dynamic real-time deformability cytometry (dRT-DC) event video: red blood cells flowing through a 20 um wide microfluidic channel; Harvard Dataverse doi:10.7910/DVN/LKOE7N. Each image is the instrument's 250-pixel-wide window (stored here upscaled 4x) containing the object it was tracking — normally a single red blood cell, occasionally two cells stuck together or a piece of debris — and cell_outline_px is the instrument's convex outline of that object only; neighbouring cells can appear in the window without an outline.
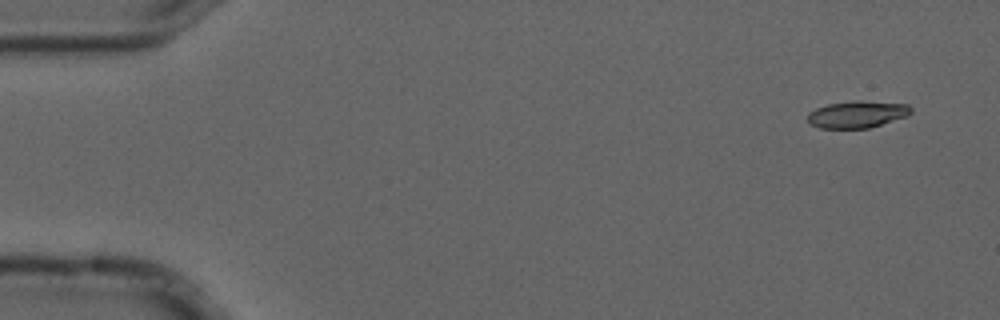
{"species": "common noctule bat (a hibernating species)", "species_latin": "Nyctalus noctula", "temperature_condition": "cold", "stored_images_in_passage": 5, "camera_frame_rate_fps": 3000, "um_per_image_px": 0.085, "animal": {"sex": "male", "forearm_length_mm": 52.5}, "frame": {"image": 1, "passage_image": 1, "time_ms": 0.0, "image_size_px": [1000, 320], "cell_outline_px": [[912, 112], [908, 116], [868, 128], [820, 128], [808, 124], [808, 112], [816, 108], [828, 104], [856, 100], [860, 100], [908, 104], [912, 108]], "centroid_in_image_um": [72.86, 9.71], "position_along_channel_um": 12.1, "area_um2": 16.36}}
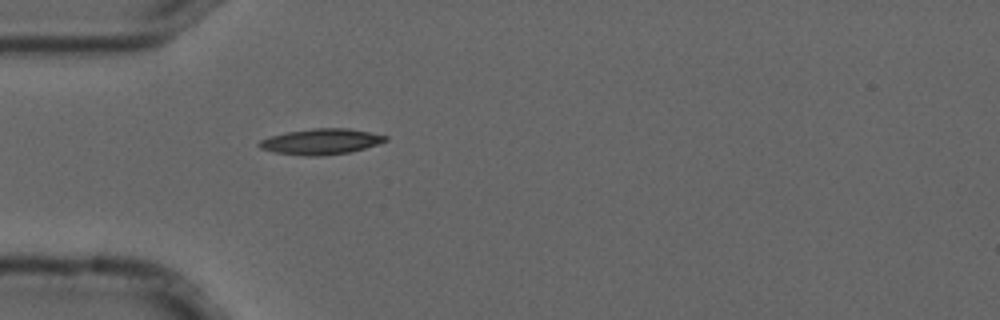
{"frame": {"image": 2, "passage_image": 5, "time_ms": 1.333, "image_size_px": [1000, 320], "cell_outline_px": [[388, 140], [364, 148], [348, 152], [320, 156], [304, 156], [276, 152], [260, 148], [256, 144], [260, 140], [272, 136], [288, 132], [312, 128], [348, 128], [388, 136]], "centroid_in_image_um": [27.27, 12.03], "position_along_channel_um": 57.7, "area_um2": 18.67}}